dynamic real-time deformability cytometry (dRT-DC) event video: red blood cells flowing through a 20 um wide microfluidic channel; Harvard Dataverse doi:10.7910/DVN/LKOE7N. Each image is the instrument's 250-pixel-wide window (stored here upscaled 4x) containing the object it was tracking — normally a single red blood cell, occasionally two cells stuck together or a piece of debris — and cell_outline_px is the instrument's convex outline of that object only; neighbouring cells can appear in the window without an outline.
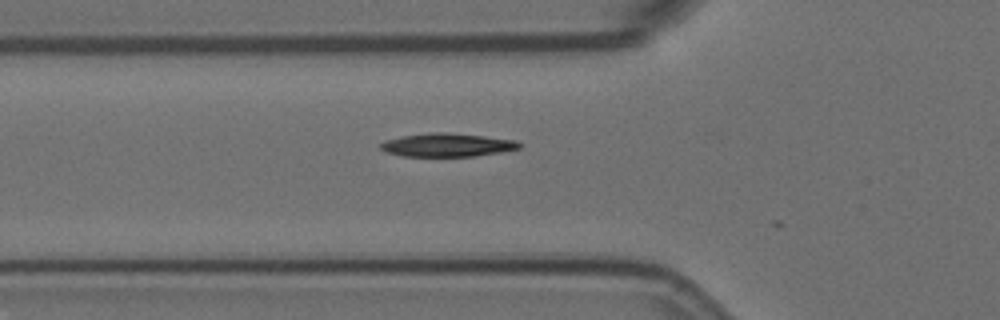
{"species": "Egyptian fruit bat (a non-hibernating species)", "species_latin": "Rousettus aegyptiacus", "temperature_condition": "room temperature", "stored_images_in_passage": 10, "camera_frame_rate_fps": 3000, "um_per_image_px": 0.085, "animal": {"sex": "female"}, "frame": {"image": 1, "passage_image": 3, "time_ms": 0.667, "image_size_px": [1000, 320], "cell_outline_px": [[520, 148], [500, 152], [472, 156], [404, 156], [388, 152], [380, 148], [380, 144], [384, 140], [404, 136], [436, 132], [440, 132], [484, 136], [516, 140], [520, 144]], "centroid_in_image_um": [38.01, 12.32], "position_along_channel_um": 87.8, "area_um2": 18.5}}
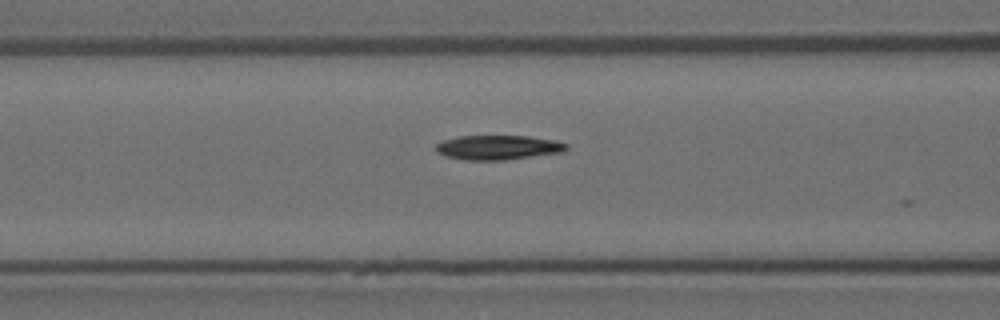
{"frame": {"image": 2, "passage_image": 6, "time_ms": 1.667, "image_size_px": [1000, 320], "cell_outline_px": [[568, 148], [560, 152], [504, 160], [464, 160], [444, 156], [436, 152], [436, 144], [444, 140], [460, 136], [528, 136], [556, 140], [568, 144]], "centroid_in_image_um": [42.31, 12.53], "position_along_channel_um": 124.3, "area_um2": 18.55}}
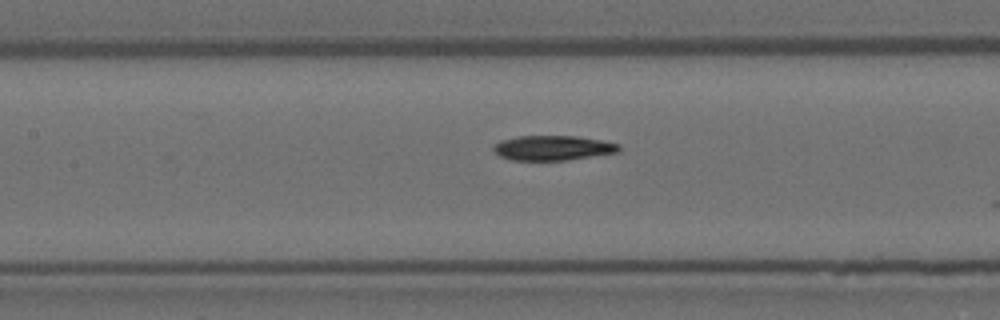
{"frame": {"image": 3, "passage_image": 9, "time_ms": 2.667, "image_size_px": [1000, 320], "cell_outline_px": [[620, 152], [568, 160], [508, 160], [500, 156], [492, 148], [500, 140], [516, 136], [576, 136], [604, 140], [620, 144]], "centroid_in_image_um": [47.02, 12.57], "position_along_channel_um": 160.4, "area_um2": 18.32}}